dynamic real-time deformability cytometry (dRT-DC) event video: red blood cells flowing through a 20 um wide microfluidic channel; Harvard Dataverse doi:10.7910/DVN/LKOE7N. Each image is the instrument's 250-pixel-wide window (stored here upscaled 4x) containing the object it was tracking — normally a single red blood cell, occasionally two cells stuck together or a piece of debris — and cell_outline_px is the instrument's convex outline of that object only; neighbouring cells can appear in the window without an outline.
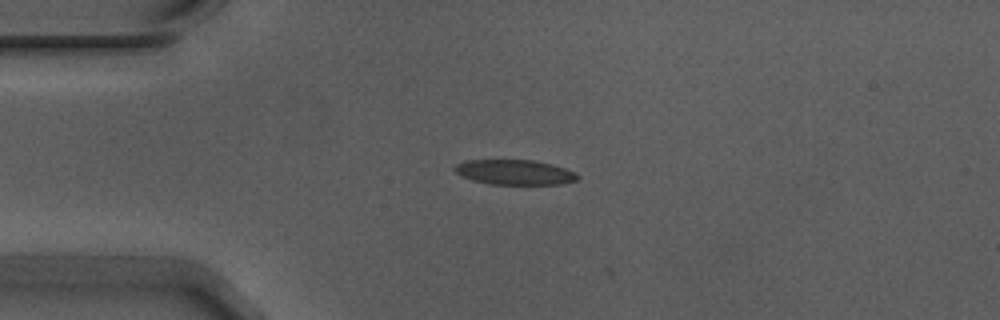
{"species": "Egyptian fruit bat (a non-hibernating species)", "species_latin": "Rousettus aegyptiacus", "temperature_condition": "warm", "stored_images_in_passage": 43, "camera_frame_rate_fps": 3000, "um_per_image_px": 0.085, "animal": {"sex": "male"}, "frame": {"image": 1, "passage_image": 1, "time_ms": 0.0, "image_size_px": [1000, 320], "cell_outline_px": [[580, 176], [576, 180], [560, 184], [492, 184], [472, 180], [460, 176], [452, 168], [456, 164], [464, 160], [532, 160], [552, 164], [576, 172]], "centroid_in_image_um": [43.72, 14.63], "position_along_channel_um": 41.3, "area_um2": 17.92}}
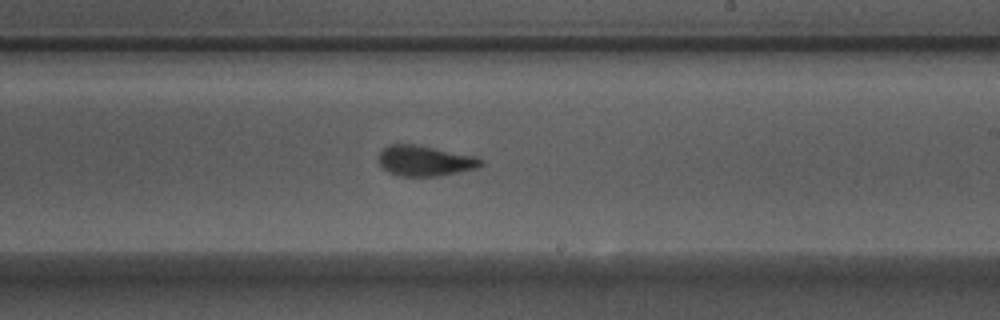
{"frame": {"image": 2, "passage_image": 20, "time_ms": 6.333, "image_size_px": [1000, 320], "cell_outline_px": [[484, 164], [476, 168], [436, 176], [400, 176], [388, 172], [380, 164], [376, 156], [388, 144], [416, 144], [476, 156], [484, 160]], "centroid_in_image_um": [36.1, 13.65], "position_along_channel_um": 252.9, "area_um2": 18.21}}
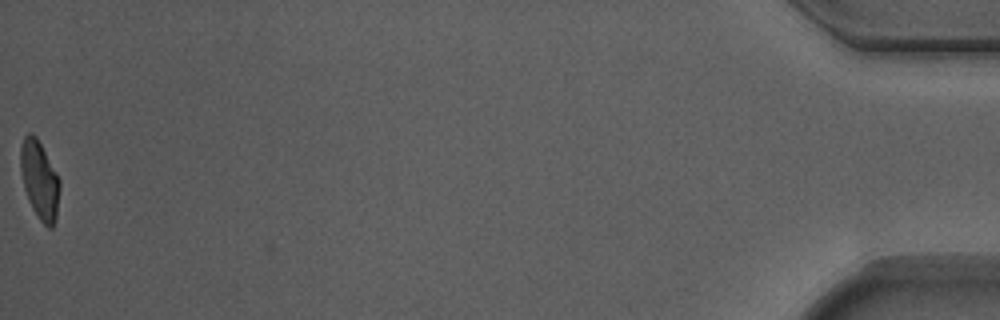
{"frame": {"image": 3, "passage_image": 43, "time_ms": 14.0, "image_size_px": [1000, 320], "cell_outline_px": [[60, 188], [56, 216], [52, 228], [48, 228], [40, 220], [32, 208], [28, 200], [24, 188], [20, 172], [20, 148], [24, 136], [28, 132], [32, 132], [36, 136], [56, 172], [60, 180]], "centroid_in_image_um": [3.35, 15.28], "position_along_channel_um": 431.9, "area_um2": 17.86}, "authors_computed_cell_mechanics": {"area_um2": 18.6694, "velocity_mm_per_s": 3.7208, "shape_relaxation_time_tau1_ms": 7.052, "shape_relaxation_time_tau2_ms": 1.202, "deformation_change_tau1": 0.1892, "deformation_change_tau2": 0.0846}}